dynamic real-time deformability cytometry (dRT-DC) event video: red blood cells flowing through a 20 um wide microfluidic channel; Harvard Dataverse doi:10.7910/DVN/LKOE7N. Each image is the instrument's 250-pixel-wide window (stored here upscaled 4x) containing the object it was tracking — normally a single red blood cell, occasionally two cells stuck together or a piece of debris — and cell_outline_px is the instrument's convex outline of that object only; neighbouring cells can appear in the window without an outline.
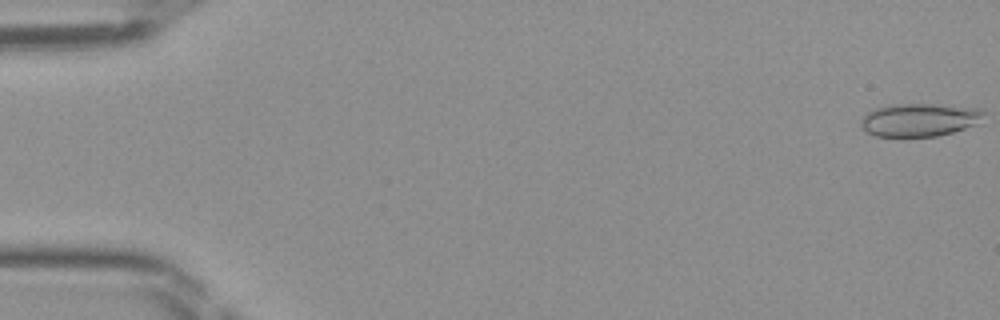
{"species": "Egyptian fruit bat (a non-hibernating species)", "species_latin": "Rousettus aegyptiacus", "temperature_condition": "room temperature", "stored_images_in_passage": 48, "camera_frame_rate_fps": 3000, "um_per_image_px": 0.085, "frame": {"image": 1, "passage_image": 1, "time_ms": 0.0, "image_size_px": [1000, 320], "cell_outline_px": [[984, 112], [976, 124], [952, 132], [936, 136], [900, 140], [876, 136], [868, 132], [860, 124], [860, 120], [868, 112], [876, 108], [900, 104], [928, 104], [976, 108]], "centroid_in_image_um": [78.07, 10.24], "position_along_channel_um": 6.9, "area_um2": 23.87}}
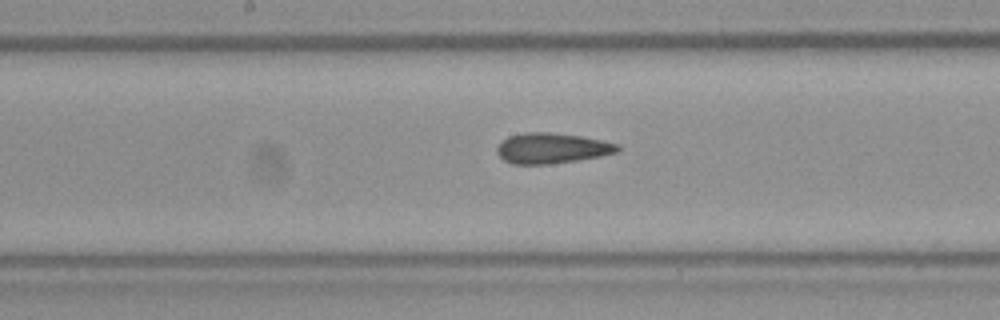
{"frame": {"image": 2, "passage_image": 25, "time_ms": 8.0, "image_size_px": [1000, 320], "cell_outline_px": [[620, 152], [600, 156], [576, 160], [548, 164], [512, 164], [504, 160], [496, 152], [496, 148], [508, 136], [528, 132], [552, 132], [580, 136], [604, 140], [620, 144]], "centroid_in_image_um": [46.95, 12.59], "position_along_channel_um": 201.3, "area_um2": 21.44}}
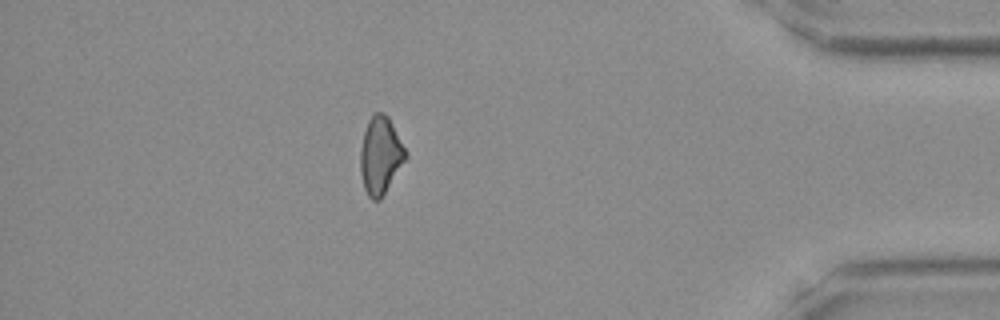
{"frame": {"image": 3, "passage_image": 42, "time_ms": 13.667, "image_size_px": [1000, 320], "cell_outline_px": [[408, 156], [380, 200], [372, 200], [368, 196], [364, 188], [360, 172], [360, 148], [364, 132], [368, 120], [372, 112], [384, 112], [388, 116], [408, 152]], "centroid_in_image_um": [32.34, 13.18], "position_along_channel_um": 402.9, "area_um2": 20.63}}